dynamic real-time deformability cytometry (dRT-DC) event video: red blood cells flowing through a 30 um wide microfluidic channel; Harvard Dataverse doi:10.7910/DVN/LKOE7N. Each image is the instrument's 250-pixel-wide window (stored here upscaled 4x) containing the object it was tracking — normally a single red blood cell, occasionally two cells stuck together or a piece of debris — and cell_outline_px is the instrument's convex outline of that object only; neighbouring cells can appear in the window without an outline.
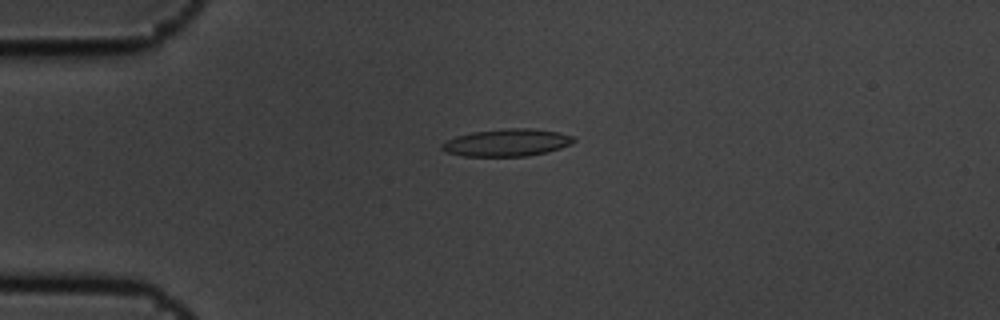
{"species": "common noctule bat (a hibernating species)", "species_latin": "Nyctalus noctula", "temperature_condition": "cold", "stored_images_in_passage": 4, "camera_frame_rate_fps": 3000, "um_per_image_px": 0.085, "animal": {"sex": "male", "body_mass_g": 19.5, "forearm_length_mm": 54.6}, "frame": {"image": 1, "passage_image": 3, "time_ms": 0.667, "image_size_px": [1000, 320], "cell_outline_px": [[576, 140], [572, 144], [560, 148], [528, 156], [464, 156], [444, 152], [440, 148], [440, 144], [456, 136], [472, 132], [508, 128], [528, 128], [560, 132], [572, 136]], "centroid_in_image_um": [43.07, 12.12], "position_along_channel_um": 41.9, "area_um2": 20.98}}